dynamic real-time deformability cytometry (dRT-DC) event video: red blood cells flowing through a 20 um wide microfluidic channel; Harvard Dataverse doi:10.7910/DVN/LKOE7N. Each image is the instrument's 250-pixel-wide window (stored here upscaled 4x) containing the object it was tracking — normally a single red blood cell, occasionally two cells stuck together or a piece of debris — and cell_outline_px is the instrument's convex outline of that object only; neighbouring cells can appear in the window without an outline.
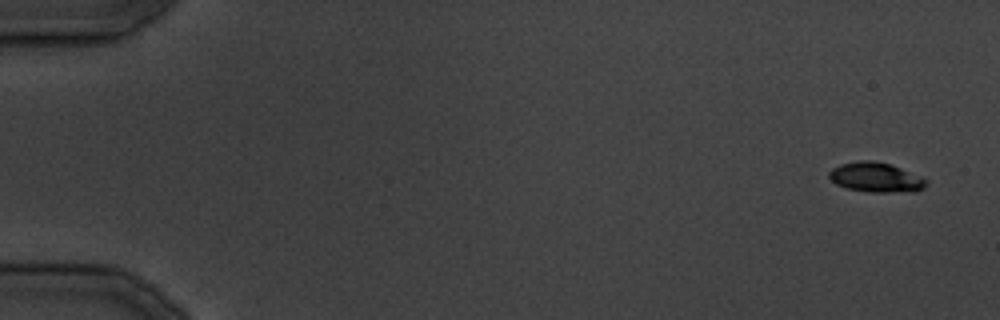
{"species": "common noctule bat (a hibernating species)", "species_latin": "Nyctalus noctula", "temperature_condition": "cold", "stored_images_in_passage": 7, "camera_frame_rate_fps": 3000, "um_per_image_px": 0.085, "animal": {"sex": "male", "body_mass_g": 19.5, "forearm_length_mm": 54.6}, "frame": {"image": 1, "passage_image": 1, "time_ms": 0.0, "image_size_px": [1000, 320], "cell_outline_px": [[928, 184], [924, 188], [916, 192], [868, 192], [844, 188], [836, 184], [828, 176], [828, 172], [832, 168], [840, 164], [860, 160], [872, 160], [892, 164], [920, 176], [928, 180]], "centroid_in_image_um": [74.46, 15.08], "position_along_channel_um": 10.5, "area_um2": 17.17}}